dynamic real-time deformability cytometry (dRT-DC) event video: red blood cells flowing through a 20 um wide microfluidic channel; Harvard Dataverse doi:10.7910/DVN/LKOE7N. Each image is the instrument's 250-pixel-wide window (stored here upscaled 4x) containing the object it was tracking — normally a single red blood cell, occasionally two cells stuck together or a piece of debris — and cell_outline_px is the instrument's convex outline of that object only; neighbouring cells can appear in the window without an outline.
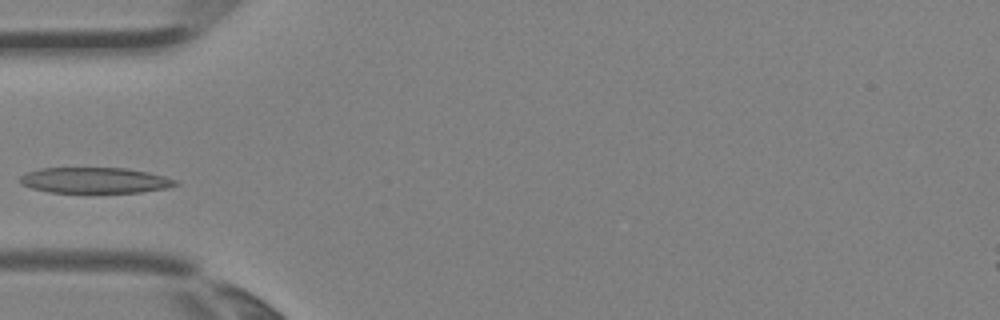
{"species": "Egyptian fruit bat (a non-hibernating species)", "species_latin": "Rousettus aegyptiacus", "temperature_condition": "room temperature", "stored_images_in_passage": 3, "camera_frame_rate_fps": 3000, "um_per_image_px": 0.085, "animal": {"sex": "female"}, "frame": {"image": 1, "passage_image": 3, "time_ms": 0.667, "image_size_px": [1000, 320], "cell_outline_px": [[180, 184], [168, 188], [140, 192], [48, 192], [32, 188], [20, 184], [20, 176], [28, 172], [40, 168], [128, 168], [148, 172], [164, 176], [176, 180]], "centroid_in_image_um": [8.08, 15.32], "position_along_channel_um": 76.9, "area_um2": 23.29}}